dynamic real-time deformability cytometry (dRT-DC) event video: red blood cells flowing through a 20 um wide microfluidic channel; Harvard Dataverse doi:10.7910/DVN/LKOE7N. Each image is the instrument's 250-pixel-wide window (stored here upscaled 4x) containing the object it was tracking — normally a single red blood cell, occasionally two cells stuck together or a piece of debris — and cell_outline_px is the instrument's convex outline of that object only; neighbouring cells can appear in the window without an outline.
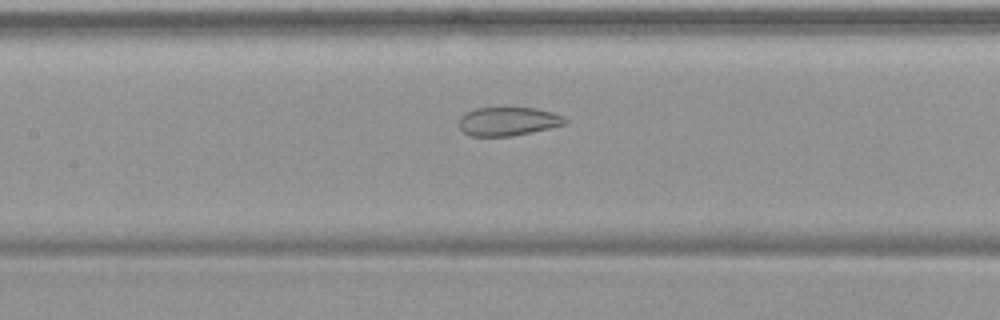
{"species": "common noctule bat (a hibernating species)", "species_latin": "Nyctalus noctula", "temperature_condition": "warm", "stored_images_in_passage": 54, "camera_frame_rate_fps": 3000, "um_per_image_px": 0.085, "animal": {"sex": "female", "body_mass_g": 19.9}, "frame": {"image": 1, "passage_image": 26, "time_ms": 8.333, "image_size_px": [1000, 320], "cell_outline_px": [[568, 120], [564, 124], [548, 128], [512, 136], [472, 136], [464, 132], [460, 128], [460, 116], [464, 112], [476, 108], [536, 108], [552, 112], [564, 116]], "centroid_in_image_um": [43.17, 10.31], "position_along_channel_um": 164.2, "area_um2": 17.57}}
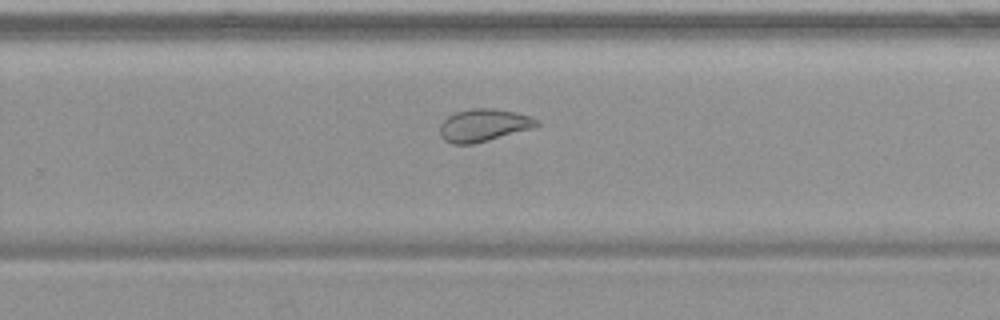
{"frame": {"image": 2, "passage_image": 36, "time_ms": 11.667, "image_size_px": [1000, 320], "cell_outline_px": [[540, 124], [536, 128], [472, 144], [452, 144], [444, 140], [440, 136], [440, 124], [448, 116], [456, 112], [472, 108], [492, 108], [516, 112], [540, 120]], "centroid_in_image_um": [41.13, 10.65], "position_along_channel_um": 288.7, "area_um2": 18.5}}
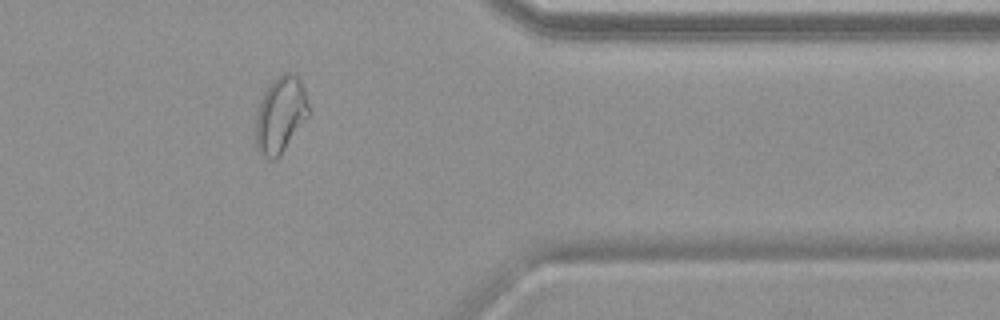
{"frame": {"image": 3, "passage_image": 45, "time_ms": 14.667, "image_size_px": [1000, 320], "cell_outline_px": [[312, 112], [280, 156], [276, 160], [268, 160], [256, 148], [256, 112], [264, 92], [268, 84], [276, 76], [288, 72], [292, 72], [300, 80], [304, 88]], "centroid_in_image_um": [23.86, 9.76], "position_along_channel_um": 387.5, "area_um2": 23.99}, "authors_computed_cell_mechanics": {"area_um2": 24.3627, "velocity_mm_per_s": 3.7624, "shape_relaxation_time_tau1_ms": null, "shape_relaxation_time_tau2_ms": 1.246, "deformation_change_tau1": null, "deformation_change_tau2": 0.0754}}